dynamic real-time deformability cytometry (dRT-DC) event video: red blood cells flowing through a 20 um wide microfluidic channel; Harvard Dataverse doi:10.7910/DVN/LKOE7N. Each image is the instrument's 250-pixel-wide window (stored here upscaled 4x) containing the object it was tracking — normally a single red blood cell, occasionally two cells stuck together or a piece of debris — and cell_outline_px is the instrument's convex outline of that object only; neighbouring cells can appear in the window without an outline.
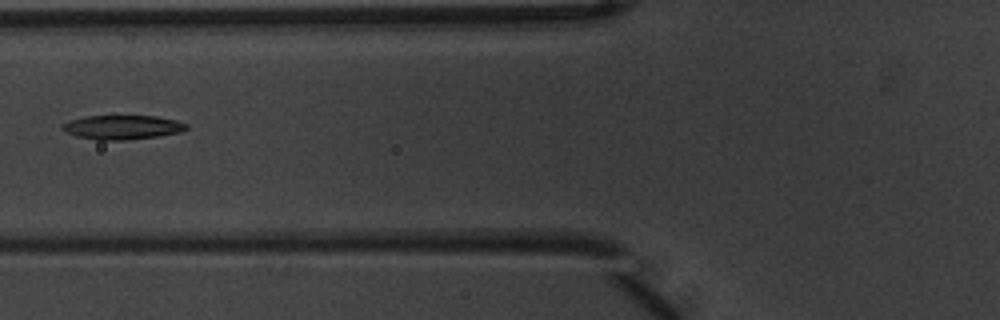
{"species": "common noctule bat (a hibernating species)", "species_latin": "Nyctalus noctula", "temperature_condition": "warm", "stored_images_in_passage": 7, "camera_frame_rate_fps": 3000, "um_per_image_px": 0.085, "animal": {"sex": "male", "body_mass_g": 20.1, "forearm_length_mm": 53.5}, "frame": {"image": 1, "passage_image": 7, "time_ms": 2.0, "image_size_px": [1000, 320], "cell_outline_px": [[188, 128], [180, 132], [160, 136], [124, 140], [96, 140], [76, 136], [64, 132], [60, 128], [68, 120], [84, 116], [156, 116], [176, 120], [188, 124]], "centroid_in_image_um": [10.38, 10.82], "position_along_channel_um": 115.4, "area_um2": 17.63}}